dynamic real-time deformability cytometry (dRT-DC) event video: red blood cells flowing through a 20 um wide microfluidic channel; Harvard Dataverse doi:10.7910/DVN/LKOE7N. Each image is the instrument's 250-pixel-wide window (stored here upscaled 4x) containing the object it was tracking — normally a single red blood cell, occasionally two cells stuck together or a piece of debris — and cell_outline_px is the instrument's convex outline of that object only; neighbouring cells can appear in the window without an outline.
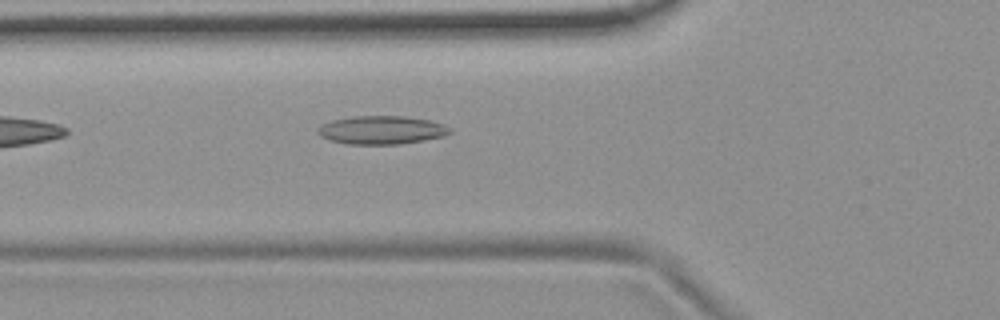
{"species": "common noctule bat (a hibernating species)", "species_latin": "Nyctalus noctula", "temperature_condition": "room temperature", "stored_images_in_passage": 6, "camera_frame_rate_fps": 3000, "um_per_image_px": 0.085, "animal": {"sex": "female", "body_mass_g": 19.9}, "frame": {"image": 1, "passage_image": 6, "time_ms": 1.667, "image_size_px": [1000, 320], "cell_outline_px": [[452, 132], [444, 136], [424, 140], [400, 144], [348, 144], [328, 140], [320, 136], [316, 132], [324, 124], [332, 120], [352, 116], [404, 116], [428, 120], [444, 124], [452, 128]], "centroid_in_image_um": [32.46, 11.05], "position_along_channel_um": 93.3, "area_um2": 21.85}}